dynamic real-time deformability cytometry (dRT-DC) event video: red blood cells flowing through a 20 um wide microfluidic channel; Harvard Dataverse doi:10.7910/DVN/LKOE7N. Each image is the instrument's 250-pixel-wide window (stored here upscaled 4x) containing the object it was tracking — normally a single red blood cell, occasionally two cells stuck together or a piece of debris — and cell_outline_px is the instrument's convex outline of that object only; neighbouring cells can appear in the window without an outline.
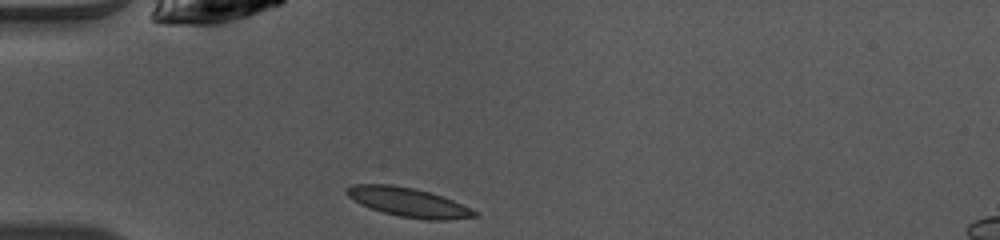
{"species": "common noctule bat (a hibernating species)", "species_latin": "Nyctalus noctula", "temperature_condition": "warm", "stored_images_in_passage": 36, "camera_frame_rate_fps": 3000, "um_per_image_px": 0.085, "animal": {"sex": "female", "body_mass_g": 10.0, "forearm_length_mm": 53.1}, "frame": {"image": 1, "passage_image": 1, "time_ms": 0.0, "image_size_px": [1000, 240], "cell_outline_px": [[480, 216], [444, 220], [428, 220], [400, 216], [384, 212], [360, 204], [348, 196], [344, 192], [344, 188], [352, 184], [392, 184], [412, 188], [428, 192], [452, 200], [480, 212]], "centroid_in_image_um": [34.7, 17.19], "position_along_channel_um": 50.3, "area_um2": 21.56}}
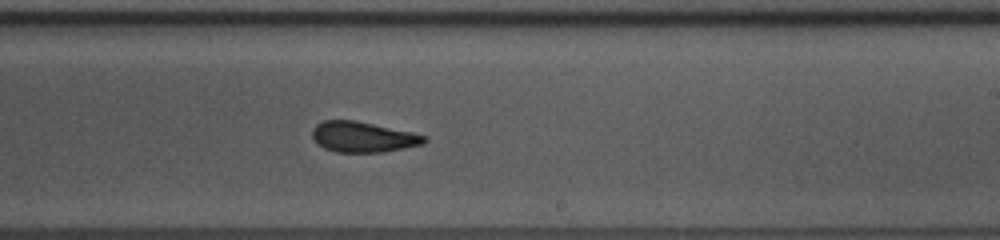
{"frame": {"image": 2, "passage_image": 17, "time_ms": 5.333, "image_size_px": [1000, 240], "cell_outline_px": [[428, 140], [424, 144], [384, 152], [336, 152], [324, 148], [312, 136], [312, 128], [316, 124], [324, 120], [356, 120], [412, 132], [428, 136]], "centroid_in_image_um": [30.89, 11.63], "position_along_channel_um": 258.1, "area_um2": 20.0}}
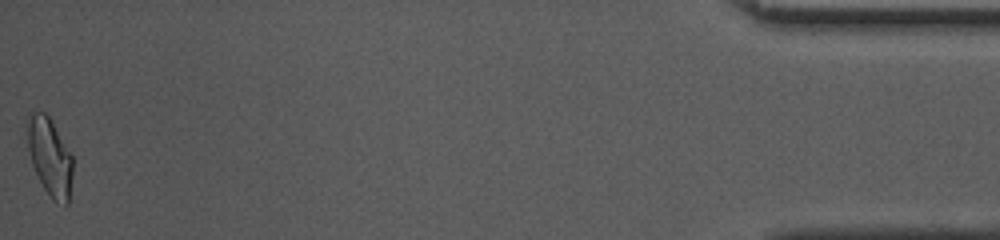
{"frame": {"image": 3, "passage_image": 36, "time_ms": 11.667, "image_size_px": [1000, 240], "cell_outline_px": [[72, 176], [68, 204], [56, 204], [52, 200], [44, 188], [32, 164], [28, 148], [28, 124], [32, 112], [44, 112], [48, 116], [72, 156]], "centroid_in_image_um": [4.25, 13.4], "position_along_channel_um": 430.9, "area_um2": 20.0}, "authors_computed_cell_mechanics": {"area_um2": 20.1433, "velocity_mm_per_s": 4.1245, "shape_relaxation_time_tau1_ms": 4.1122, "shape_relaxation_time_tau2_ms": 2.0514, "deformation_change_tau1": 0.1554, "deformation_change_tau2": 0.0796}}